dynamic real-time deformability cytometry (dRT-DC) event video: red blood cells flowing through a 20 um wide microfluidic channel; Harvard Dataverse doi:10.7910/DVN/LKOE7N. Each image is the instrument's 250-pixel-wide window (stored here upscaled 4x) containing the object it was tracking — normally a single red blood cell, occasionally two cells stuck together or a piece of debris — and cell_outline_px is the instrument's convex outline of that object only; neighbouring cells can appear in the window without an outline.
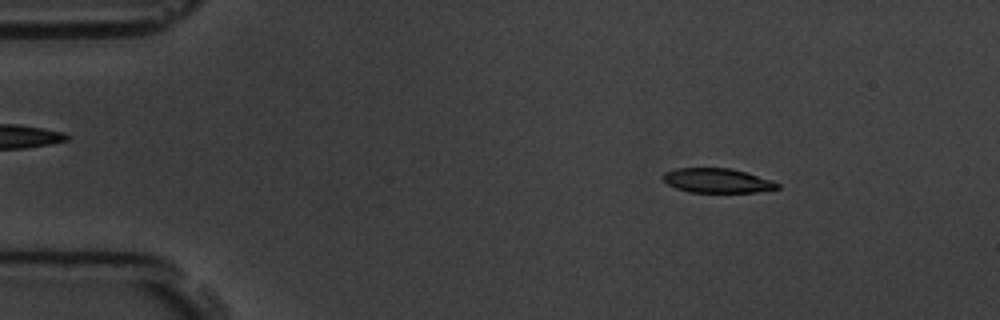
{"species": "common noctule bat (a hibernating species)", "species_latin": "Nyctalus noctula", "temperature_condition": "room temperature", "stored_images_in_passage": 56, "camera_frame_rate_fps": 3000, "um_per_image_px": 0.085, "animal": {"sex": "male", "body_mass_g": 19.5, "forearm_length_mm": 54.6}, "frame": {"image": 1, "passage_image": 8, "time_ms": 2.333, "image_size_px": [1000, 320], "cell_outline_px": [[780, 188], [756, 192], [688, 192], [676, 188], [668, 184], [660, 176], [664, 172], [676, 168], [728, 168], [744, 172], [772, 180], [780, 184]], "centroid_in_image_um": [60.93, 15.35], "position_along_channel_um": 24.1, "area_um2": 16.24}}
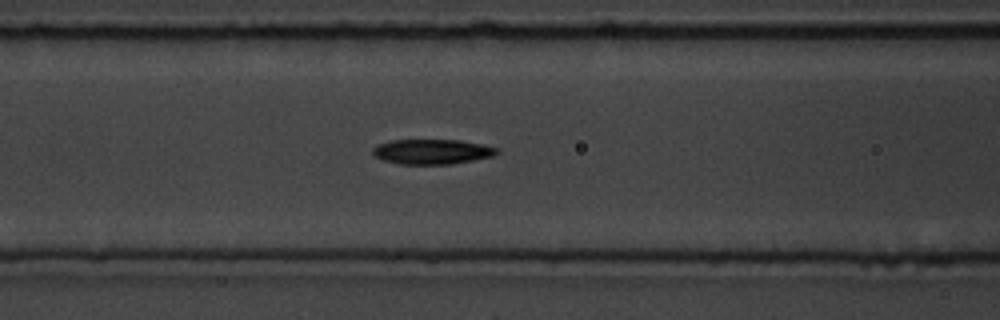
{"frame": {"image": 2, "passage_image": 23, "time_ms": 7.333, "image_size_px": [1000, 320], "cell_outline_px": [[500, 152], [492, 156], [452, 164], [400, 164], [384, 160], [372, 156], [372, 148], [376, 144], [388, 140], [460, 140], [484, 144], [496, 148]], "centroid_in_image_um": [36.67, 12.88], "position_along_channel_um": 129.9, "area_um2": 18.21}}
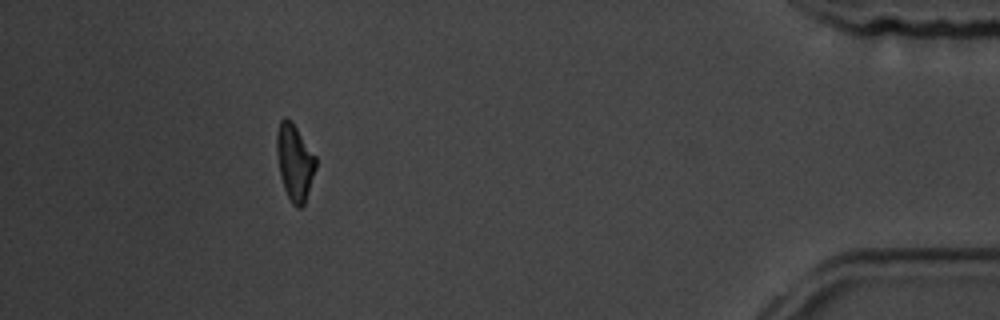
{"frame": {"image": 3, "passage_image": 51, "time_ms": 16.667, "image_size_px": [1000, 320], "cell_outline_px": [[316, 168], [304, 204], [300, 208], [296, 208], [292, 204], [284, 188], [280, 176], [276, 152], [276, 132], [280, 120], [284, 116], [292, 120], [316, 156]], "centroid_in_image_um": [25.03, 13.74], "position_along_channel_um": 410.2, "area_um2": 17.57}, "authors_computed_cell_mechanics": {"area_um2": 17.8313, "velocity_mm_per_s": 3.6251, "shape_relaxation_time_tau1_ms": 3.1143, "shape_relaxation_time_tau2_ms": null, "deformation_change_tau1": 0.1223, "deformation_change_tau2": null}}